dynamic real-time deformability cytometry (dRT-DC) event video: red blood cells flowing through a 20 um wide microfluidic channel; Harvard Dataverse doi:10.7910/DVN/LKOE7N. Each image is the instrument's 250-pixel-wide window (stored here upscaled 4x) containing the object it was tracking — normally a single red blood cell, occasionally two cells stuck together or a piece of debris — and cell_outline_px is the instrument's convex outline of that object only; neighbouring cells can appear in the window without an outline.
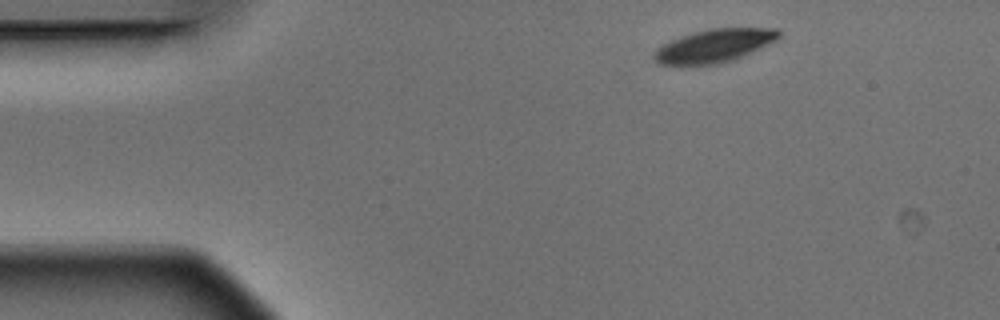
{"species": "Egyptian fruit bat (a non-hibernating species)", "species_latin": "Rousettus aegyptiacus", "temperature_condition": "warm", "stored_images_in_passage": 4, "camera_frame_rate_fps": 3000, "um_per_image_px": 0.085, "animal": {"sex": "male"}, "frame": {"image": 1, "passage_image": 1, "time_ms": 0.0, "image_size_px": [1000, 320], "cell_outline_px": [[780, 36], [776, 40], [732, 60], [716, 64], [660, 64], [652, 56], [652, 52], [656, 48], [672, 40], [708, 28], [776, 28], [780, 32]], "centroid_in_image_um": [60.7, 3.88], "position_along_channel_um": 24.3, "area_um2": 23.52}}
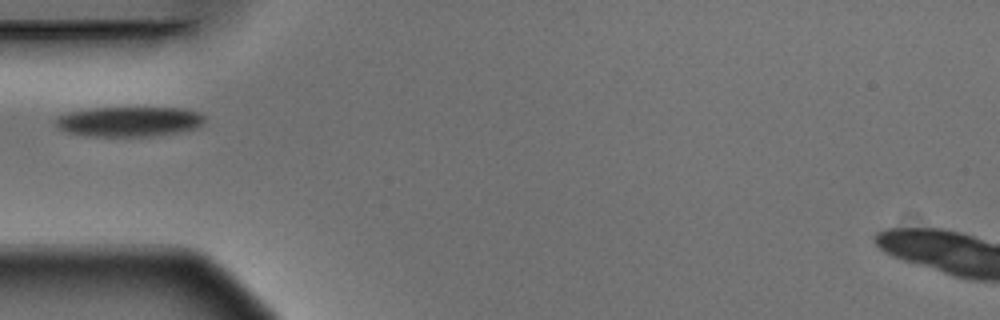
{"frame": {"image": 2, "passage_image": 4, "time_ms": 1.0, "image_size_px": [1000, 320], "cell_outline_px": [[204, 124], [196, 128], [176, 132], [152, 136], [88, 136], [68, 132], [60, 128], [56, 124], [56, 120], [60, 116], [72, 112], [92, 108], [180, 108], [200, 112], [204, 116]], "centroid_in_image_um": [11.03, 10.33], "position_along_channel_um": 74.0, "area_um2": 25.66}}